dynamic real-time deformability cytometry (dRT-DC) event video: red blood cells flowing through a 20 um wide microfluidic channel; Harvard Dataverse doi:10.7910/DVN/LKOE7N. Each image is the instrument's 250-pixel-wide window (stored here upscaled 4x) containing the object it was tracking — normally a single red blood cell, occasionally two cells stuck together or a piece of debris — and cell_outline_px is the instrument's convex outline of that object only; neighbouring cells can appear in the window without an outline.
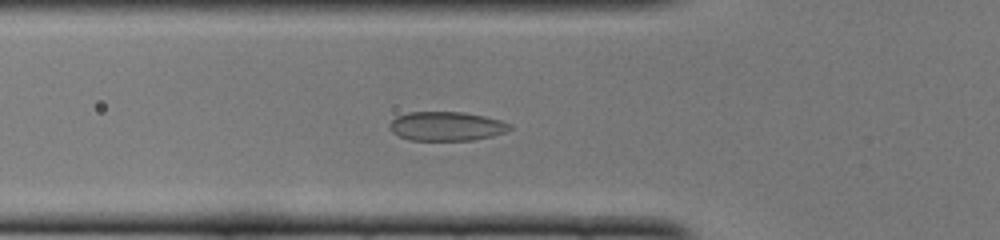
{"species": "common noctule bat (a hibernating species)", "species_latin": "Nyctalus noctula", "temperature_condition": "cold", "stored_images_in_passage": 49, "camera_frame_rate_fps": 3000, "um_per_image_px": 0.085, "animal": {"sex": "female", "body_mass_g": 22.0, "forearm_length_mm": 56.7}, "frame": {"image": 1, "passage_image": 17, "time_ms": 5.333, "image_size_px": [1000, 240], "cell_outline_px": [[512, 128], [504, 132], [492, 136], [472, 140], [408, 140], [392, 132], [388, 128], [388, 124], [396, 116], [408, 112], [464, 112], [484, 116], [500, 120], [512, 124]], "centroid_in_image_um": [37.93, 10.72], "position_along_channel_um": 87.9, "area_um2": 20.46}}
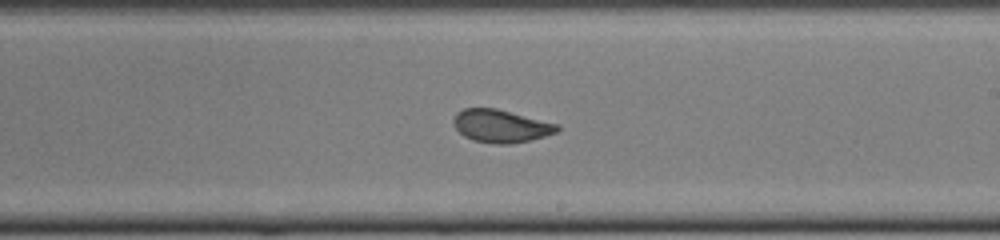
{"frame": {"image": 2, "passage_image": 29, "time_ms": 9.333, "image_size_px": [1000, 240], "cell_outline_px": [[560, 128], [556, 132], [544, 136], [512, 144], [496, 144], [472, 140], [464, 136], [452, 124], [452, 120], [456, 112], [464, 108], [496, 108], [560, 124]], "centroid_in_image_um": [42.56, 10.7], "position_along_channel_um": 246.4, "area_um2": 19.94}}
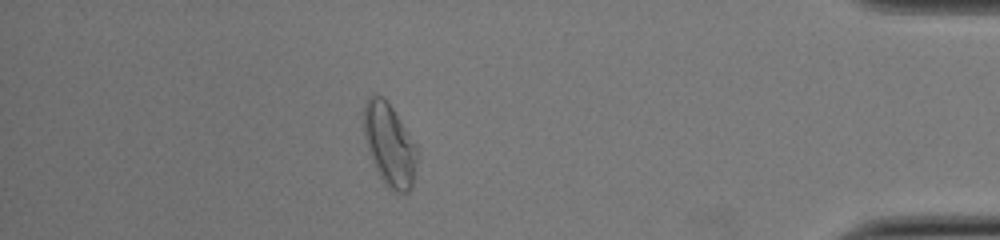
{"frame": {"image": 3, "passage_image": 44, "time_ms": 14.333, "image_size_px": [1000, 240], "cell_outline_px": [[416, 164], [412, 188], [408, 192], [392, 192], [384, 184], [372, 164], [368, 152], [364, 136], [364, 104], [368, 96], [372, 92], [384, 96], [388, 100], [416, 144]], "centroid_in_image_um": [33.08, 12.27], "position_along_channel_um": 402.1, "area_um2": 26.18}}